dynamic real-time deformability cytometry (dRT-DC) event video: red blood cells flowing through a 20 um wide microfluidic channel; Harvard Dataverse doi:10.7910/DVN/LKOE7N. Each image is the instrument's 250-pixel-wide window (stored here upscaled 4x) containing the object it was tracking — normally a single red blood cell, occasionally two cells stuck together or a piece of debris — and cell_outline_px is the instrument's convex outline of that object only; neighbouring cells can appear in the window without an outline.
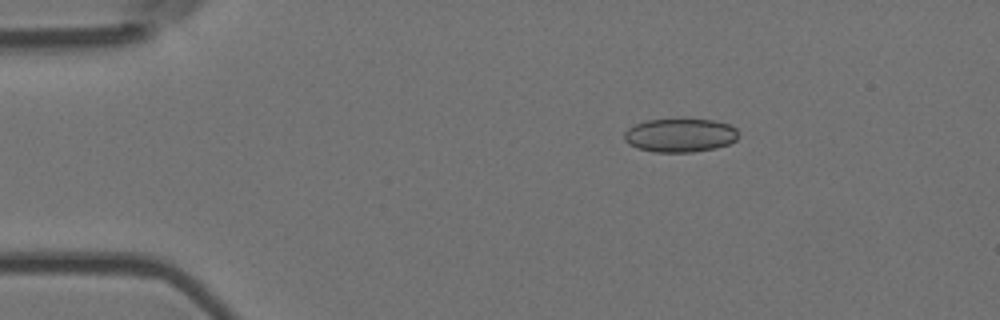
{"species": "Egyptian fruit bat (a non-hibernating species)", "species_latin": "Rousettus aegyptiacus", "temperature_condition": "room temperature", "stored_images_in_passage": 5, "camera_frame_rate_fps": 3000, "um_per_image_px": 0.085, "animal": {"sex": "female"}, "frame": {"image": 1, "passage_image": 3, "time_ms": 0.667, "image_size_px": [1000, 320], "cell_outline_px": [[736, 140], [728, 144], [716, 148], [692, 152], [652, 152], [636, 148], [628, 144], [624, 140], [624, 132], [628, 128], [644, 120], [712, 120], [728, 124], [736, 128]], "centroid_in_image_um": [57.76, 11.51], "position_along_channel_um": 27.2, "area_um2": 22.25}}
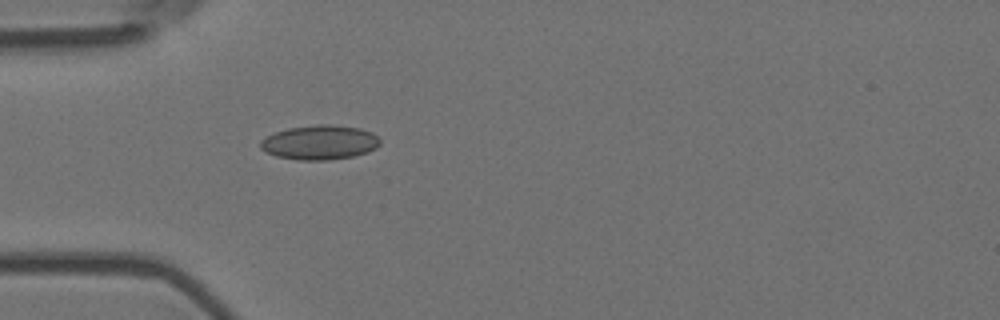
{"frame": {"image": 2, "passage_image": 5, "time_ms": 1.333, "image_size_px": [1000, 320], "cell_outline_px": [[380, 144], [376, 148], [368, 152], [352, 156], [324, 160], [300, 160], [276, 156], [260, 148], [260, 140], [276, 132], [288, 128], [316, 124], [332, 124], [360, 128], [372, 132], [380, 140]], "centroid_in_image_um": [27.19, 12.09], "position_along_channel_um": 57.8, "area_um2": 23.93}}